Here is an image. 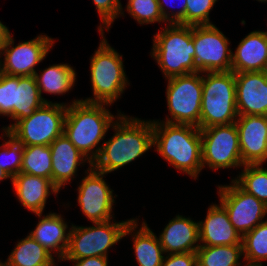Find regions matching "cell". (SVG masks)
Returning a JSON list of instances; mask_svg holds the SVG:
<instances>
[{"instance_id":"9c48e42d","label":"cell","mask_w":267,"mask_h":266,"mask_svg":"<svg viewBox=\"0 0 267 266\" xmlns=\"http://www.w3.org/2000/svg\"><path fill=\"white\" fill-rule=\"evenodd\" d=\"M79 100L45 103L31 116L19 120L8 133L23 146L50 145L63 134L67 105Z\"/></svg>"},{"instance_id":"30bf717a","label":"cell","mask_w":267,"mask_h":266,"mask_svg":"<svg viewBox=\"0 0 267 266\" xmlns=\"http://www.w3.org/2000/svg\"><path fill=\"white\" fill-rule=\"evenodd\" d=\"M14 35L8 34L0 49V70L9 76H34L39 65L54 47V38L39 34L27 41H19L15 45Z\"/></svg>"},{"instance_id":"83f0119b","label":"cell","mask_w":267,"mask_h":266,"mask_svg":"<svg viewBox=\"0 0 267 266\" xmlns=\"http://www.w3.org/2000/svg\"><path fill=\"white\" fill-rule=\"evenodd\" d=\"M21 172L50 179L52 182V157L50 146H24Z\"/></svg>"},{"instance_id":"4dcf8cb0","label":"cell","mask_w":267,"mask_h":266,"mask_svg":"<svg viewBox=\"0 0 267 266\" xmlns=\"http://www.w3.org/2000/svg\"><path fill=\"white\" fill-rule=\"evenodd\" d=\"M1 131L0 139L4 141L0 144V168L13 178L21 172L24 146L8 132Z\"/></svg>"},{"instance_id":"44dd1931","label":"cell","mask_w":267,"mask_h":266,"mask_svg":"<svg viewBox=\"0 0 267 266\" xmlns=\"http://www.w3.org/2000/svg\"><path fill=\"white\" fill-rule=\"evenodd\" d=\"M267 70V30H253L232 52L231 71L260 72Z\"/></svg>"},{"instance_id":"3957f363","label":"cell","mask_w":267,"mask_h":266,"mask_svg":"<svg viewBox=\"0 0 267 266\" xmlns=\"http://www.w3.org/2000/svg\"><path fill=\"white\" fill-rule=\"evenodd\" d=\"M153 149L171 167L198 180L203 170L200 129L188 124L152 121Z\"/></svg>"},{"instance_id":"d6986e66","label":"cell","mask_w":267,"mask_h":266,"mask_svg":"<svg viewBox=\"0 0 267 266\" xmlns=\"http://www.w3.org/2000/svg\"><path fill=\"white\" fill-rule=\"evenodd\" d=\"M39 221L36 227L28 233L60 263L64 258L68 244L71 225L69 227L62 214L50 211L46 215L35 214ZM43 215V216H42Z\"/></svg>"},{"instance_id":"6da1fadb","label":"cell","mask_w":267,"mask_h":266,"mask_svg":"<svg viewBox=\"0 0 267 266\" xmlns=\"http://www.w3.org/2000/svg\"><path fill=\"white\" fill-rule=\"evenodd\" d=\"M113 135L104 140L101 151L92 166L110 174L142 157L153 149L152 120L126 115L122 112L110 126Z\"/></svg>"},{"instance_id":"52a82bcc","label":"cell","mask_w":267,"mask_h":266,"mask_svg":"<svg viewBox=\"0 0 267 266\" xmlns=\"http://www.w3.org/2000/svg\"><path fill=\"white\" fill-rule=\"evenodd\" d=\"M132 219L129 218L121 222L115 219L92 222V226H78L71 223L69 244L62 260L108 257L109 249L124 238L125 227Z\"/></svg>"},{"instance_id":"8fae6325","label":"cell","mask_w":267,"mask_h":266,"mask_svg":"<svg viewBox=\"0 0 267 266\" xmlns=\"http://www.w3.org/2000/svg\"><path fill=\"white\" fill-rule=\"evenodd\" d=\"M202 166L212 171L242 168L239 135L235 123L200 129Z\"/></svg>"},{"instance_id":"d590c367","label":"cell","mask_w":267,"mask_h":266,"mask_svg":"<svg viewBox=\"0 0 267 266\" xmlns=\"http://www.w3.org/2000/svg\"><path fill=\"white\" fill-rule=\"evenodd\" d=\"M174 0H158L160 11L163 15L164 20L168 24H182L186 25V5L187 0H182L181 6L176 10L172 5L174 4ZM176 4V3H175ZM171 6V7H170ZM171 10V11H170Z\"/></svg>"},{"instance_id":"9a60e30c","label":"cell","mask_w":267,"mask_h":266,"mask_svg":"<svg viewBox=\"0 0 267 266\" xmlns=\"http://www.w3.org/2000/svg\"><path fill=\"white\" fill-rule=\"evenodd\" d=\"M235 125L239 135L242 163L265 164L267 162V116H238Z\"/></svg>"},{"instance_id":"7a4b0ae2","label":"cell","mask_w":267,"mask_h":266,"mask_svg":"<svg viewBox=\"0 0 267 266\" xmlns=\"http://www.w3.org/2000/svg\"><path fill=\"white\" fill-rule=\"evenodd\" d=\"M111 106L82 100L67 105L63 134L91 163L99 156L110 126L122 113L118 109L117 115L112 114Z\"/></svg>"},{"instance_id":"7bdbcfd3","label":"cell","mask_w":267,"mask_h":266,"mask_svg":"<svg viewBox=\"0 0 267 266\" xmlns=\"http://www.w3.org/2000/svg\"><path fill=\"white\" fill-rule=\"evenodd\" d=\"M0 266H6L2 260H0Z\"/></svg>"},{"instance_id":"2e32d148","label":"cell","mask_w":267,"mask_h":266,"mask_svg":"<svg viewBox=\"0 0 267 266\" xmlns=\"http://www.w3.org/2000/svg\"><path fill=\"white\" fill-rule=\"evenodd\" d=\"M238 116H267V72L235 73Z\"/></svg>"},{"instance_id":"d6a6232c","label":"cell","mask_w":267,"mask_h":266,"mask_svg":"<svg viewBox=\"0 0 267 266\" xmlns=\"http://www.w3.org/2000/svg\"><path fill=\"white\" fill-rule=\"evenodd\" d=\"M15 85L18 77L1 74L0 78V116L10 118V123L1 129L8 132L15 125Z\"/></svg>"},{"instance_id":"74e56055","label":"cell","mask_w":267,"mask_h":266,"mask_svg":"<svg viewBox=\"0 0 267 266\" xmlns=\"http://www.w3.org/2000/svg\"><path fill=\"white\" fill-rule=\"evenodd\" d=\"M108 257H86L77 260H62L72 262V266H108Z\"/></svg>"},{"instance_id":"484cf974","label":"cell","mask_w":267,"mask_h":266,"mask_svg":"<svg viewBox=\"0 0 267 266\" xmlns=\"http://www.w3.org/2000/svg\"><path fill=\"white\" fill-rule=\"evenodd\" d=\"M45 103L34 76L18 77V85H15V124L31 116Z\"/></svg>"},{"instance_id":"8992f818","label":"cell","mask_w":267,"mask_h":266,"mask_svg":"<svg viewBox=\"0 0 267 266\" xmlns=\"http://www.w3.org/2000/svg\"><path fill=\"white\" fill-rule=\"evenodd\" d=\"M202 87L200 129L235 123L238 118L235 73L203 72Z\"/></svg>"},{"instance_id":"ffe728a7","label":"cell","mask_w":267,"mask_h":266,"mask_svg":"<svg viewBox=\"0 0 267 266\" xmlns=\"http://www.w3.org/2000/svg\"><path fill=\"white\" fill-rule=\"evenodd\" d=\"M158 238L165 254L196 252L200 247L198 221L176 214Z\"/></svg>"},{"instance_id":"d4e9b609","label":"cell","mask_w":267,"mask_h":266,"mask_svg":"<svg viewBox=\"0 0 267 266\" xmlns=\"http://www.w3.org/2000/svg\"><path fill=\"white\" fill-rule=\"evenodd\" d=\"M3 263L6 266H58L56 258L29 234L18 239Z\"/></svg>"},{"instance_id":"7402d4cb","label":"cell","mask_w":267,"mask_h":266,"mask_svg":"<svg viewBox=\"0 0 267 266\" xmlns=\"http://www.w3.org/2000/svg\"><path fill=\"white\" fill-rule=\"evenodd\" d=\"M11 184L18 202L34 214H43L48 197L52 194L57 197L60 192L50 179L23 172L14 176Z\"/></svg>"},{"instance_id":"ac0fdd59","label":"cell","mask_w":267,"mask_h":266,"mask_svg":"<svg viewBox=\"0 0 267 266\" xmlns=\"http://www.w3.org/2000/svg\"><path fill=\"white\" fill-rule=\"evenodd\" d=\"M198 229L200 246L242 245V236L220 203L208 206L204 220L198 221Z\"/></svg>"},{"instance_id":"5b68a950","label":"cell","mask_w":267,"mask_h":266,"mask_svg":"<svg viewBox=\"0 0 267 266\" xmlns=\"http://www.w3.org/2000/svg\"><path fill=\"white\" fill-rule=\"evenodd\" d=\"M99 34V46L90 56L92 96L81 100L113 105L121 98L130 81L124 69L123 55L109 44L104 32Z\"/></svg>"},{"instance_id":"4fadbf2b","label":"cell","mask_w":267,"mask_h":266,"mask_svg":"<svg viewBox=\"0 0 267 266\" xmlns=\"http://www.w3.org/2000/svg\"><path fill=\"white\" fill-rule=\"evenodd\" d=\"M192 38L196 72L231 71V41L215 24L192 26Z\"/></svg>"},{"instance_id":"60d3db41","label":"cell","mask_w":267,"mask_h":266,"mask_svg":"<svg viewBox=\"0 0 267 266\" xmlns=\"http://www.w3.org/2000/svg\"><path fill=\"white\" fill-rule=\"evenodd\" d=\"M6 179H10V182H12V178L0 168V182Z\"/></svg>"},{"instance_id":"8d00e7d4","label":"cell","mask_w":267,"mask_h":266,"mask_svg":"<svg viewBox=\"0 0 267 266\" xmlns=\"http://www.w3.org/2000/svg\"><path fill=\"white\" fill-rule=\"evenodd\" d=\"M161 266H197L196 252L165 254Z\"/></svg>"},{"instance_id":"4316f807","label":"cell","mask_w":267,"mask_h":266,"mask_svg":"<svg viewBox=\"0 0 267 266\" xmlns=\"http://www.w3.org/2000/svg\"><path fill=\"white\" fill-rule=\"evenodd\" d=\"M197 266H239L242 245L200 246L196 251Z\"/></svg>"},{"instance_id":"277c9868","label":"cell","mask_w":267,"mask_h":266,"mask_svg":"<svg viewBox=\"0 0 267 266\" xmlns=\"http://www.w3.org/2000/svg\"><path fill=\"white\" fill-rule=\"evenodd\" d=\"M161 28L153 35L150 56L164 78L196 73L192 26L174 23Z\"/></svg>"},{"instance_id":"f35d334b","label":"cell","mask_w":267,"mask_h":266,"mask_svg":"<svg viewBox=\"0 0 267 266\" xmlns=\"http://www.w3.org/2000/svg\"><path fill=\"white\" fill-rule=\"evenodd\" d=\"M9 33H10L9 28L6 26V24H3V22H1L0 20V49L5 43Z\"/></svg>"},{"instance_id":"b9f144b4","label":"cell","mask_w":267,"mask_h":266,"mask_svg":"<svg viewBox=\"0 0 267 266\" xmlns=\"http://www.w3.org/2000/svg\"><path fill=\"white\" fill-rule=\"evenodd\" d=\"M256 1H258L259 3L261 2V3H267V0H256Z\"/></svg>"},{"instance_id":"603a6c76","label":"cell","mask_w":267,"mask_h":266,"mask_svg":"<svg viewBox=\"0 0 267 266\" xmlns=\"http://www.w3.org/2000/svg\"><path fill=\"white\" fill-rule=\"evenodd\" d=\"M139 225V219L133 217L123 233V237H132L135 261L139 266H161L165 253L159 238L145 220Z\"/></svg>"},{"instance_id":"e575fe53","label":"cell","mask_w":267,"mask_h":266,"mask_svg":"<svg viewBox=\"0 0 267 266\" xmlns=\"http://www.w3.org/2000/svg\"><path fill=\"white\" fill-rule=\"evenodd\" d=\"M100 17V25L97 27L98 32H105L112 28L115 19L120 17L123 8L119 0H92Z\"/></svg>"},{"instance_id":"f546056e","label":"cell","mask_w":267,"mask_h":266,"mask_svg":"<svg viewBox=\"0 0 267 266\" xmlns=\"http://www.w3.org/2000/svg\"><path fill=\"white\" fill-rule=\"evenodd\" d=\"M242 250L244 260L258 263L267 261V220L242 236Z\"/></svg>"},{"instance_id":"ab89813d","label":"cell","mask_w":267,"mask_h":266,"mask_svg":"<svg viewBox=\"0 0 267 266\" xmlns=\"http://www.w3.org/2000/svg\"><path fill=\"white\" fill-rule=\"evenodd\" d=\"M243 262H245V263H243ZM243 262H241L239 266H264L263 263L250 262V261H247V260H244V259H243Z\"/></svg>"},{"instance_id":"f1b7e54d","label":"cell","mask_w":267,"mask_h":266,"mask_svg":"<svg viewBox=\"0 0 267 266\" xmlns=\"http://www.w3.org/2000/svg\"><path fill=\"white\" fill-rule=\"evenodd\" d=\"M264 164H245L241 172L232 178L244 191L267 206V168Z\"/></svg>"},{"instance_id":"836d02e7","label":"cell","mask_w":267,"mask_h":266,"mask_svg":"<svg viewBox=\"0 0 267 266\" xmlns=\"http://www.w3.org/2000/svg\"><path fill=\"white\" fill-rule=\"evenodd\" d=\"M218 0H187L186 25H212L210 12Z\"/></svg>"},{"instance_id":"cb8c5ba5","label":"cell","mask_w":267,"mask_h":266,"mask_svg":"<svg viewBox=\"0 0 267 266\" xmlns=\"http://www.w3.org/2000/svg\"><path fill=\"white\" fill-rule=\"evenodd\" d=\"M37 70L34 77L39 88L40 95L46 103H52L42 96L43 92L51 95H66L74 89L77 81L75 67L69 63L49 65L44 70Z\"/></svg>"},{"instance_id":"e0dca14e","label":"cell","mask_w":267,"mask_h":266,"mask_svg":"<svg viewBox=\"0 0 267 266\" xmlns=\"http://www.w3.org/2000/svg\"><path fill=\"white\" fill-rule=\"evenodd\" d=\"M52 157V183L61 191L71 181L77 178L79 167L92 163L62 134L50 145Z\"/></svg>"},{"instance_id":"5bb4252c","label":"cell","mask_w":267,"mask_h":266,"mask_svg":"<svg viewBox=\"0 0 267 266\" xmlns=\"http://www.w3.org/2000/svg\"><path fill=\"white\" fill-rule=\"evenodd\" d=\"M219 203L225 208L235 230L245 235L266 221L267 206L244 191L233 179L217 186Z\"/></svg>"},{"instance_id":"ba28073f","label":"cell","mask_w":267,"mask_h":266,"mask_svg":"<svg viewBox=\"0 0 267 266\" xmlns=\"http://www.w3.org/2000/svg\"><path fill=\"white\" fill-rule=\"evenodd\" d=\"M168 115L165 120L173 124H188L200 129L202 104V73H190L165 79Z\"/></svg>"},{"instance_id":"1f68e13d","label":"cell","mask_w":267,"mask_h":266,"mask_svg":"<svg viewBox=\"0 0 267 266\" xmlns=\"http://www.w3.org/2000/svg\"><path fill=\"white\" fill-rule=\"evenodd\" d=\"M126 10L122 8L120 17H125V11L140 25L162 23L168 24L160 11L158 0H127Z\"/></svg>"},{"instance_id":"7c38bea8","label":"cell","mask_w":267,"mask_h":266,"mask_svg":"<svg viewBox=\"0 0 267 266\" xmlns=\"http://www.w3.org/2000/svg\"><path fill=\"white\" fill-rule=\"evenodd\" d=\"M77 185V205L90 222H104L115 218L116 195L105 180L106 173L87 166Z\"/></svg>"}]
</instances>
